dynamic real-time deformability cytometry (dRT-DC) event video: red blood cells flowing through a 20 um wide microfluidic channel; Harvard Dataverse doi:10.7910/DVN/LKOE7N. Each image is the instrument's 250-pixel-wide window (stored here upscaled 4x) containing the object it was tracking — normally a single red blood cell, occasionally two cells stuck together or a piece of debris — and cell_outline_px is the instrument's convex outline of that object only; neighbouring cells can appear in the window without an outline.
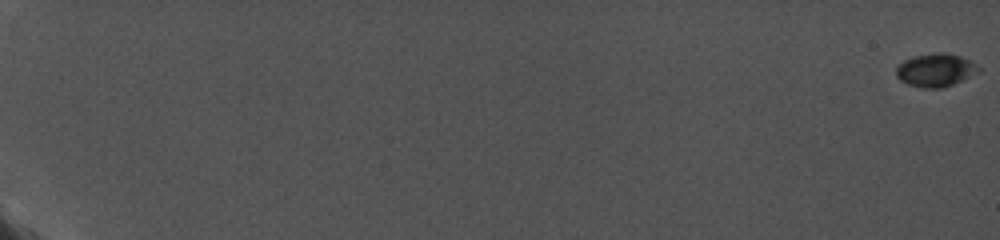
{"species": "common noctule bat (a hibernating species)", "species_latin": "Nyctalus noctula", "temperature_condition": "cold", "stored_images_in_passage": 12, "camera_frame_rate_fps": 5000, "um_per_image_px": 0.085, "animal": {"sex": "female", "body_mass_g": 19.0, "forearm_length_mm": 56.7}, "frame": {"image": 1, "passage_image": 1, "time_ms": 0.0, "image_size_px": [1000, 240], "cell_outline_px": [[980, 72], [964, 80], [940, 88], [924, 88], [908, 84], [900, 80], [896, 76], [896, 68], [904, 60], [912, 56], [936, 52], [944, 52], [960, 56], [968, 60], [980, 68]], "centroid_in_image_um": [79.52, 5.95], "position_along_channel_um": 5.5, "area_um2": 15.9}}